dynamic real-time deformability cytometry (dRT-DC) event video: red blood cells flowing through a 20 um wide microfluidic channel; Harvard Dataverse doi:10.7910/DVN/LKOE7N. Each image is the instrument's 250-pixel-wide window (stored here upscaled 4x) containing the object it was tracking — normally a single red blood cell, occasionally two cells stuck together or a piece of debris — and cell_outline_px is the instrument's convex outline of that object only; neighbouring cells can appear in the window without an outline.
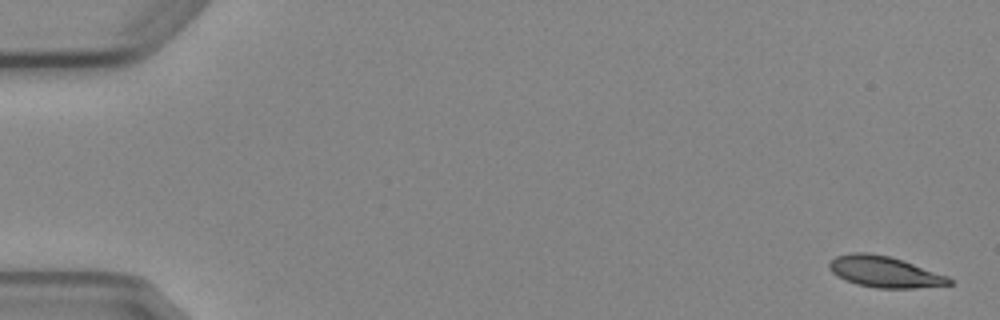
{"species": "Egyptian fruit bat (a non-hibernating species)", "species_latin": "Rousettus aegyptiacus", "temperature_condition": "cold", "stored_images_in_passage": 6, "camera_frame_rate_fps": 3000, "um_per_image_px": 0.085, "animal": {"sex": "female"}, "frame": {"image": 1, "passage_image": 1, "time_ms": 0.0, "image_size_px": [1000, 320], "cell_outline_px": [[952, 284], [916, 288], [876, 288], [856, 284], [844, 280], [836, 276], [828, 268], [828, 264], [836, 256], [852, 252], [868, 252], [888, 256], [948, 276], [952, 280]], "centroid_in_image_um": [75.13, 23.11], "position_along_channel_um": 9.9, "area_um2": 21.62}}
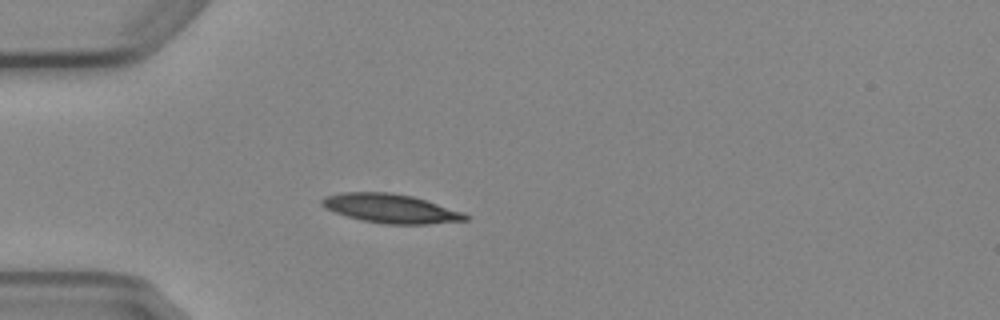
{"frame": {"image": 2, "passage_image": 5, "time_ms": 4.667, "image_size_px": [1000, 320], "cell_outline_px": [[472, 216], [468, 220], [428, 224], [384, 224], [360, 220], [324, 208], [320, 204], [320, 200], [324, 196], [340, 192], [388, 192], [412, 196], [464, 212]], "centroid_in_image_um": [33.21, 17.72], "position_along_channel_um": 51.8, "area_um2": 24.39}}